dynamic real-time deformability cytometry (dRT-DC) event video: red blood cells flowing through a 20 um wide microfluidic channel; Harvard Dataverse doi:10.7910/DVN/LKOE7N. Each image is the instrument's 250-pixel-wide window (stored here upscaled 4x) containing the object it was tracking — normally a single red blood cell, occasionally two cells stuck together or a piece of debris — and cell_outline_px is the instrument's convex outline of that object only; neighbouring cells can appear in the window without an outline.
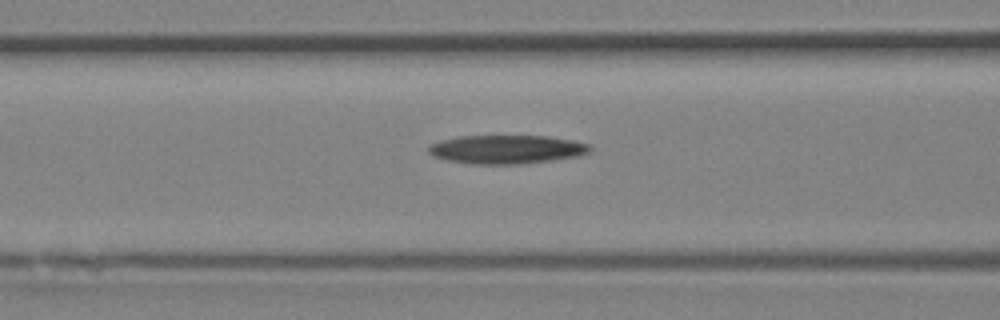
{"species": "Egyptian fruit bat (a non-hibernating species)", "species_latin": "Rousettus aegyptiacus", "temperature_condition": "room temperature", "stored_images_in_passage": 19, "camera_frame_rate_fps": 3000, "um_per_image_px": 0.085, "animal": {"sex": "female"}, "frame": {"image": 1, "passage_image": 4, "time_ms": 1.0, "image_size_px": [1000, 320], "cell_outline_px": [[592, 148], [588, 152], [580, 156], [516, 164], [472, 164], [448, 160], [432, 156], [428, 152], [428, 144], [440, 140], [456, 136], [548, 136], [572, 140], [592, 144]], "centroid_in_image_um": [43.03, 12.68], "position_along_channel_um": 123.6, "area_um2": 27.05}}
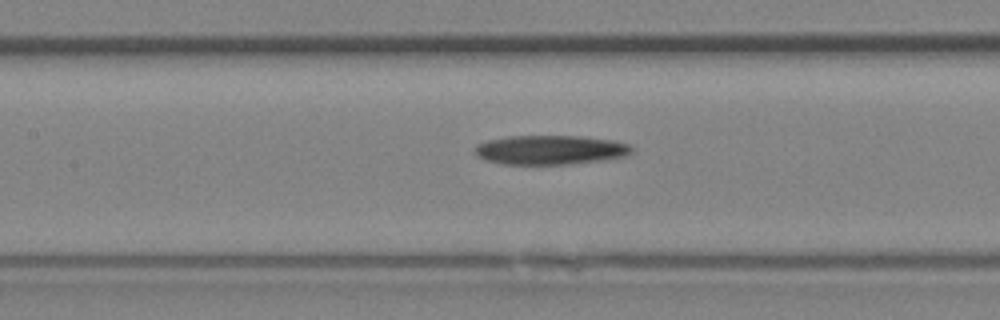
{"frame": {"image": 2, "passage_image": 6, "time_ms": 1.667, "image_size_px": [1000, 320], "cell_outline_px": [[632, 152], [624, 156], [604, 160], [572, 164], [500, 164], [484, 160], [476, 156], [472, 152], [476, 144], [488, 140], [508, 136], [576, 136], [612, 140], [628, 144], [632, 148]], "centroid_in_image_um": [46.7, 12.75], "position_along_channel_um": 160.7, "area_um2": 26.93}}